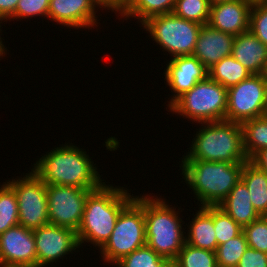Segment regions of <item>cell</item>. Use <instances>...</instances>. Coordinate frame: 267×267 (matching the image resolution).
<instances>
[{
  "label": "cell",
  "instance_id": "obj_29",
  "mask_svg": "<svg viewBox=\"0 0 267 267\" xmlns=\"http://www.w3.org/2000/svg\"><path fill=\"white\" fill-rule=\"evenodd\" d=\"M210 7L208 0H175L173 13L185 20L207 25Z\"/></svg>",
  "mask_w": 267,
  "mask_h": 267
},
{
  "label": "cell",
  "instance_id": "obj_36",
  "mask_svg": "<svg viewBox=\"0 0 267 267\" xmlns=\"http://www.w3.org/2000/svg\"><path fill=\"white\" fill-rule=\"evenodd\" d=\"M19 0H0V18L8 23L14 15Z\"/></svg>",
  "mask_w": 267,
  "mask_h": 267
},
{
  "label": "cell",
  "instance_id": "obj_30",
  "mask_svg": "<svg viewBox=\"0 0 267 267\" xmlns=\"http://www.w3.org/2000/svg\"><path fill=\"white\" fill-rule=\"evenodd\" d=\"M214 230L218 245L243 232V228L219 206H214Z\"/></svg>",
  "mask_w": 267,
  "mask_h": 267
},
{
  "label": "cell",
  "instance_id": "obj_13",
  "mask_svg": "<svg viewBox=\"0 0 267 267\" xmlns=\"http://www.w3.org/2000/svg\"><path fill=\"white\" fill-rule=\"evenodd\" d=\"M0 267H37L32 229L18 224L0 234Z\"/></svg>",
  "mask_w": 267,
  "mask_h": 267
},
{
  "label": "cell",
  "instance_id": "obj_14",
  "mask_svg": "<svg viewBox=\"0 0 267 267\" xmlns=\"http://www.w3.org/2000/svg\"><path fill=\"white\" fill-rule=\"evenodd\" d=\"M99 8L97 0H50L47 21L49 18L59 26L77 31L81 28L82 31L84 28L94 30L100 25L96 15Z\"/></svg>",
  "mask_w": 267,
  "mask_h": 267
},
{
  "label": "cell",
  "instance_id": "obj_6",
  "mask_svg": "<svg viewBox=\"0 0 267 267\" xmlns=\"http://www.w3.org/2000/svg\"><path fill=\"white\" fill-rule=\"evenodd\" d=\"M227 88L209 76L183 93L166 110L195 123L226 120Z\"/></svg>",
  "mask_w": 267,
  "mask_h": 267
},
{
  "label": "cell",
  "instance_id": "obj_39",
  "mask_svg": "<svg viewBox=\"0 0 267 267\" xmlns=\"http://www.w3.org/2000/svg\"><path fill=\"white\" fill-rule=\"evenodd\" d=\"M262 117L265 118V119H267V95H266V100H265V104H264V109H263Z\"/></svg>",
  "mask_w": 267,
  "mask_h": 267
},
{
  "label": "cell",
  "instance_id": "obj_17",
  "mask_svg": "<svg viewBox=\"0 0 267 267\" xmlns=\"http://www.w3.org/2000/svg\"><path fill=\"white\" fill-rule=\"evenodd\" d=\"M235 36L202 25L192 56L196 57L207 70L225 57L232 55Z\"/></svg>",
  "mask_w": 267,
  "mask_h": 267
},
{
  "label": "cell",
  "instance_id": "obj_28",
  "mask_svg": "<svg viewBox=\"0 0 267 267\" xmlns=\"http://www.w3.org/2000/svg\"><path fill=\"white\" fill-rule=\"evenodd\" d=\"M169 263L146 244L121 258L113 267H166Z\"/></svg>",
  "mask_w": 267,
  "mask_h": 267
},
{
  "label": "cell",
  "instance_id": "obj_38",
  "mask_svg": "<svg viewBox=\"0 0 267 267\" xmlns=\"http://www.w3.org/2000/svg\"><path fill=\"white\" fill-rule=\"evenodd\" d=\"M4 22H6L5 20H3L2 18H0V60H2V58L7 57L9 50H7V47L5 46V44H3V38L1 37L2 34V25ZM8 52V53H7ZM6 55V56H5Z\"/></svg>",
  "mask_w": 267,
  "mask_h": 267
},
{
  "label": "cell",
  "instance_id": "obj_37",
  "mask_svg": "<svg viewBox=\"0 0 267 267\" xmlns=\"http://www.w3.org/2000/svg\"><path fill=\"white\" fill-rule=\"evenodd\" d=\"M249 161L258 169L267 173V148L256 152Z\"/></svg>",
  "mask_w": 267,
  "mask_h": 267
},
{
  "label": "cell",
  "instance_id": "obj_25",
  "mask_svg": "<svg viewBox=\"0 0 267 267\" xmlns=\"http://www.w3.org/2000/svg\"><path fill=\"white\" fill-rule=\"evenodd\" d=\"M172 264L175 267H218L214 251L196 248L187 243Z\"/></svg>",
  "mask_w": 267,
  "mask_h": 267
},
{
  "label": "cell",
  "instance_id": "obj_40",
  "mask_svg": "<svg viewBox=\"0 0 267 267\" xmlns=\"http://www.w3.org/2000/svg\"><path fill=\"white\" fill-rule=\"evenodd\" d=\"M210 5H214L217 3H221V2H229V1H234V0H208Z\"/></svg>",
  "mask_w": 267,
  "mask_h": 267
},
{
  "label": "cell",
  "instance_id": "obj_16",
  "mask_svg": "<svg viewBox=\"0 0 267 267\" xmlns=\"http://www.w3.org/2000/svg\"><path fill=\"white\" fill-rule=\"evenodd\" d=\"M251 6L252 2L249 0H234L211 5L208 25L234 36L245 33L249 31Z\"/></svg>",
  "mask_w": 267,
  "mask_h": 267
},
{
  "label": "cell",
  "instance_id": "obj_1",
  "mask_svg": "<svg viewBox=\"0 0 267 267\" xmlns=\"http://www.w3.org/2000/svg\"><path fill=\"white\" fill-rule=\"evenodd\" d=\"M56 146L31 165L33 172L46 185L75 186L98 189L105 182L97 164L85 149L72 142Z\"/></svg>",
  "mask_w": 267,
  "mask_h": 267
},
{
  "label": "cell",
  "instance_id": "obj_34",
  "mask_svg": "<svg viewBox=\"0 0 267 267\" xmlns=\"http://www.w3.org/2000/svg\"><path fill=\"white\" fill-rule=\"evenodd\" d=\"M237 267H267V253L248 247Z\"/></svg>",
  "mask_w": 267,
  "mask_h": 267
},
{
  "label": "cell",
  "instance_id": "obj_12",
  "mask_svg": "<svg viewBox=\"0 0 267 267\" xmlns=\"http://www.w3.org/2000/svg\"><path fill=\"white\" fill-rule=\"evenodd\" d=\"M33 235L37 252V267H52L61 259V261L68 259L67 255L80 252L77 232L71 228L49 223L33 229Z\"/></svg>",
  "mask_w": 267,
  "mask_h": 267
},
{
  "label": "cell",
  "instance_id": "obj_8",
  "mask_svg": "<svg viewBox=\"0 0 267 267\" xmlns=\"http://www.w3.org/2000/svg\"><path fill=\"white\" fill-rule=\"evenodd\" d=\"M139 27L149 33L160 50L172 57L192 55L201 24L185 20L172 13L148 18Z\"/></svg>",
  "mask_w": 267,
  "mask_h": 267
},
{
  "label": "cell",
  "instance_id": "obj_18",
  "mask_svg": "<svg viewBox=\"0 0 267 267\" xmlns=\"http://www.w3.org/2000/svg\"><path fill=\"white\" fill-rule=\"evenodd\" d=\"M232 56L251 74H264L267 66V45L250 31L235 36Z\"/></svg>",
  "mask_w": 267,
  "mask_h": 267
},
{
  "label": "cell",
  "instance_id": "obj_41",
  "mask_svg": "<svg viewBox=\"0 0 267 267\" xmlns=\"http://www.w3.org/2000/svg\"><path fill=\"white\" fill-rule=\"evenodd\" d=\"M249 1H251L252 3H254V2H263V1H267V0H249Z\"/></svg>",
  "mask_w": 267,
  "mask_h": 267
},
{
  "label": "cell",
  "instance_id": "obj_33",
  "mask_svg": "<svg viewBox=\"0 0 267 267\" xmlns=\"http://www.w3.org/2000/svg\"><path fill=\"white\" fill-rule=\"evenodd\" d=\"M249 31L267 45V1L252 3Z\"/></svg>",
  "mask_w": 267,
  "mask_h": 267
},
{
  "label": "cell",
  "instance_id": "obj_32",
  "mask_svg": "<svg viewBox=\"0 0 267 267\" xmlns=\"http://www.w3.org/2000/svg\"><path fill=\"white\" fill-rule=\"evenodd\" d=\"M49 4L50 0H19L14 15L8 21H19L21 18L22 21L35 17L47 18Z\"/></svg>",
  "mask_w": 267,
  "mask_h": 267
},
{
  "label": "cell",
  "instance_id": "obj_11",
  "mask_svg": "<svg viewBox=\"0 0 267 267\" xmlns=\"http://www.w3.org/2000/svg\"><path fill=\"white\" fill-rule=\"evenodd\" d=\"M95 189L46 185L50 224L79 229L88 195Z\"/></svg>",
  "mask_w": 267,
  "mask_h": 267
},
{
  "label": "cell",
  "instance_id": "obj_42",
  "mask_svg": "<svg viewBox=\"0 0 267 267\" xmlns=\"http://www.w3.org/2000/svg\"><path fill=\"white\" fill-rule=\"evenodd\" d=\"M264 76H265L266 79H267V66H266V69H265V71H264Z\"/></svg>",
  "mask_w": 267,
  "mask_h": 267
},
{
  "label": "cell",
  "instance_id": "obj_7",
  "mask_svg": "<svg viewBox=\"0 0 267 267\" xmlns=\"http://www.w3.org/2000/svg\"><path fill=\"white\" fill-rule=\"evenodd\" d=\"M146 245L144 192L120 212L112 234L100 248V261L113 266L121 258ZM110 264V265H109Z\"/></svg>",
  "mask_w": 267,
  "mask_h": 267
},
{
  "label": "cell",
  "instance_id": "obj_9",
  "mask_svg": "<svg viewBox=\"0 0 267 267\" xmlns=\"http://www.w3.org/2000/svg\"><path fill=\"white\" fill-rule=\"evenodd\" d=\"M6 180L14 190L18 201L19 224L36 229L49 224L46 184L33 172ZM23 175V177H22Z\"/></svg>",
  "mask_w": 267,
  "mask_h": 267
},
{
  "label": "cell",
  "instance_id": "obj_24",
  "mask_svg": "<svg viewBox=\"0 0 267 267\" xmlns=\"http://www.w3.org/2000/svg\"><path fill=\"white\" fill-rule=\"evenodd\" d=\"M174 6L175 0H134L131 7L119 19L123 18L122 21L127 22L130 18H134L141 25L150 17L172 13Z\"/></svg>",
  "mask_w": 267,
  "mask_h": 267
},
{
  "label": "cell",
  "instance_id": "obj_2",
  "mask_svg": "<svg viewBox=\"0 0 267 267\" xmlns=\"http://www.w3.org/2000/svg\"><path fill=\"white\" fill-rule=\"evenodd\" d=\"M107 183V184H106ZM132 189L105 183L87 197L82 220L77 230L80 249L83 244L101 248L110 238L120 212L135 198ZM87 243V244H85Z\"/></svg>",
  "mask_w": 267,
  "mask_h": 267
},
{
  "label": "cell",
  "instance_id": "obj_19",
  "mask_svg": "<svg viewBox=\"0 0 267 267\" xmlns=\"http://www.w3.org/2000/svg\"><path fill=\"white\" fill-rule=\"evenodd\" d=\"M192 221L187 223L186 243L193 247L216 251L218 247L214 230V206L199 207ZM189 229V230H188Z\"/></svg>",
  "mask_w": 267,
  "mask_h": 267
},
{
  "label": "cell",
  "instance_id": "obj_10",
  "mask_svg": "<svg viewBox=\"0 0 267 267\" xmlns=\"http://www.w3.org/2000/svg\"><path fill=\"white\" fill-rule=\"evenodd\" d=\"M226 121L243 123L261 117L267 95V79L264 74H252L227 89Z\"/></svg>",
  "mask_w": 267,
  "mask_h": 267
},
{
  "label": "cell",
  "instance_id": "obj_35",
  "mask_svg": "<svg viewBox=\"0 0 267 267\" xmlns=\"http://www.w3.org/2000/svg\"><path fill=\"white\" fill-rule=\"evenodd\" d=\"M134 0H97L100 6V10H109L108 12H114L118 14L117 18L122 16L133 4Z\"/></svg>",
  "mask_w": 267,
  "mask_h": 267
},
{
  "label": "cell",
  "instance_id": "obj_43",
  "mask_svg": "<svg viewBox=\"0 0 267 267\" xmlns=\"http://www.w3.org/2000/svg\"><path fill=\"white\" fill-rule=\"evenodd\" d=\"M166 267H175L172 262H170Z\"/></svg>",
  "mask_w": 267,
  "mask_h": 267
},
{
  "label": "cell",
  "instance_id": "obj_21",
  "mask_svg": "<svg viewBox=\"0 0 267 267\" xmlns=\"http://www.w3.org/2000/svg\"><path fill=\"white\" fill-rule=\"evenodd\" d=\"M240 180L247 187L253 208L259 216H264L267 213V173L248 160L243 165Z\"/></svg>",
  "mask_w": 267,
  "mask_h": 267
},
{
  "label": "cell",
  "instance_id": "obj_5",
  "mask_svg": "<svg viewBox=\"0 0 267 267\" xmlns=\"http://www.w3.org/2000/svg\"><path fill=\"white\" fill-rule=\"evenodd\" d=\"M185 160L221 161L228 163L247 162L243 148L242 128L239 123L217 121L198 123Z\"/></svg>",
  "mask_w": 267,
  "mask_h": 267
},
{
  "label": "cell",
  "instance_id": "obj_23",
  "mask_svg": "<svg viewBox=\"0 0 267 267\" xmlns=\"http://www.w3.org/2000/svg\"><path fill=\"white\" fill-rule=\"evenodd\" d=\"M240 125L244 152L249 160L256 152L267 148V119L261 116Z\"/></svg>",
  "mask_w": 267,
  "mask_h": 267
},
{
  "label": "cell",
  "instance_id": "obj_15",
  "mask_svg": "<svg viewBox=\"0 0 267 267\" xmlns=\"http://www.w3.org/2000/svg\"><path fill=\"white\" fill-rule=\"evenodd\" d=\"M164 80L172 92L166 109L183 93L190 91L199 81L208 76L205 66L192 55L176 56L167 60Z\"/></svg>",
  "mask_w": 267,
  "mask_h": 267
},
{
  "label": "cell",
  "instance_id": "obj_20",
  "mask_svg": "<svg viewBox=\"0 0 267 267\" xmlns=\"http://www.w3.org/2000/svg\"><path fill=\"white\" fill-rule=\"evenodd\" d=\"M250 200L246 185L239 180L218 206L243 228L259 217Z\"/></svg>",
  "mask_w": 267,
  "mask_h": 267
},
{
  "label": "cell",
  "instance_id": "obj_27",
  "mask_svg": "<svg viewBox=\"0 0 267 267\" xmlns=\"http://www.w3.org/2000/svg\"><path fill=\"white\" fill-rule=\"evenodd\" d=\"M247 248L248 243L243 232L237 237L218 245L215 251L217 266L237 267Z\"/></svg>",
  "mask_w": 267,
  "mask_h": 267
},
{
  "label": "cell",
  "instance_id": "obj_4",
  "mask_svg": "<svg viewBox=\"0 0 267 267\" xmlns=\"http://www.w3.org/2000/svg\"><path fill=\"white\" fill-rule=\"evenodd\" d=\"M147 194H144L146 244L172 262L186 243L187 227L180 215L184 209L170 205L165 197Z\"/></svg>",
  "mask_w": 267,
  "mask_h": 267
},
{
  "label": "cell",
  "instance_id": "obj_31",
  "mask_svg": "<svg viewBox=\"0 0 267 267\" xmlns=\"http://www.w3.org/2000/svg\"><path fill=\"white\" fill-rule=\"evenodd\" d=\"M248 247L267 253V219L259 216L255 221L243 227Z\"/></svg>",
  "mask_w": 267,
  "mask_h": 267
},
{
  "label": "cell",
  "instance_id": "obj_3",
  "mask_svg": "<svg viewBox=\"0 0 267 267\" xmlns=\"http://www.w3.org/2000/svg\"><path fill=\"white\" fill-rule=\"evenodd\" d=\"M179 167L187 188L194 194L198 207L218 206L241 179L245 162L185 160Z\"/></svg>",
  "mask_w": 267,
  "mask_h": 267
},
{
  "label": "cell",
  "instance_id": "obj_22",
  "mask_svg": "<svg viewBox=\"0 0 267 267\" xmlns=\"http://www.w3.org/2000/svg\"><path fill=\"white\" fill-rule=\"evenodd\" d=\"M252 74L231 55L215 63L209 70L208 76L225 88L237 85Z\"/></svg>",
  "mask_w": 267,
  "mask_h": 267
},
{
  "label": "cell",
  "instance_id": "obj_26",
  "mask_svg": "<svg viewBox=\"0 0 267 267\" xmlns=\"http://www.w3.org/2000/svg\"><path fill=\"white\" fill-rule=\"evenodd\" d=\"M19 224L18 201L14 190L0 183V234Z\"/></svg>",
  "mask_w": 267,
  "mask_h": 267
}]
</instances>
